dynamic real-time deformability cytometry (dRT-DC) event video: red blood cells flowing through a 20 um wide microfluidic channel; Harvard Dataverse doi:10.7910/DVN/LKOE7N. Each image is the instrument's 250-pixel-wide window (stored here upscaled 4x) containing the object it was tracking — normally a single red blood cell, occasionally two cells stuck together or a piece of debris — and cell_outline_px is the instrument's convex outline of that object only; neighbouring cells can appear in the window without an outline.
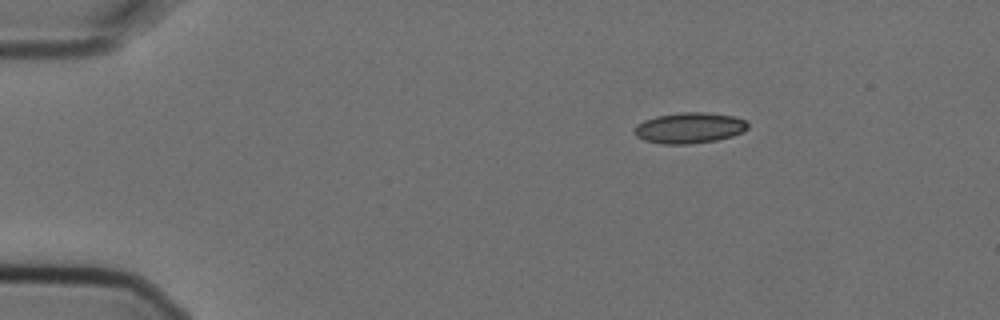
{"species": "Egyptian fruit bat (a non-hibernating species)", "species_latin": "Rousettus aegyptiacus", "temperature_condition": "cold", "stored_images_in_passage": 4, "camera_frame_rate_fps": 3000, "um_per_image_px": 0.085, "animal": {"sex": "female"}, "frame": {"image": 1, "passage_image": 1, "time_ms": 0.0, "image_size_px": [1000, 320], "cell_outline_px": [[748, 128], [744, 132], [732, 136], [716, 140], [688, 144], [660, 144], [644, 140], [636, 136], [632, 132], [636, 124], [644, 120], [656, 116], [680, 112], [708, 112], [736, 116], [744, 120], [748, 124]], "centroid_in_image_um": [58.58, 10.86], "position_along_channel_um": 26.4, "area_um2": 20.63}}
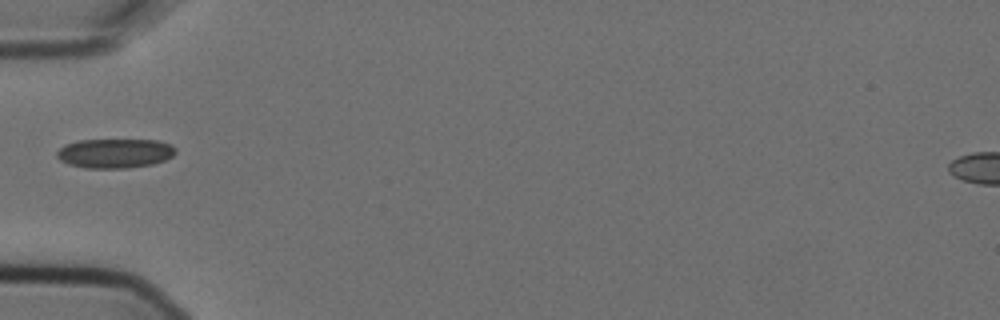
{"frame": {"image": 2, "passage_image": 4, "time_ms": 1.0, "image_size_px": [1000, 320], "cell_outline_px": [[176, 152], [172, 156], [164, 160], [152, 164], [128, 168], [84, 168], [68, 164], [60, 160], [56, 156], [56, 152], [64, 144], [76, 140], [160, 140], [172, 144], [176, 148]], "centroid_in_image_um": [9.76, 13.02], "position_along_channel_um": 75.2, "area_um2": 20.58}}